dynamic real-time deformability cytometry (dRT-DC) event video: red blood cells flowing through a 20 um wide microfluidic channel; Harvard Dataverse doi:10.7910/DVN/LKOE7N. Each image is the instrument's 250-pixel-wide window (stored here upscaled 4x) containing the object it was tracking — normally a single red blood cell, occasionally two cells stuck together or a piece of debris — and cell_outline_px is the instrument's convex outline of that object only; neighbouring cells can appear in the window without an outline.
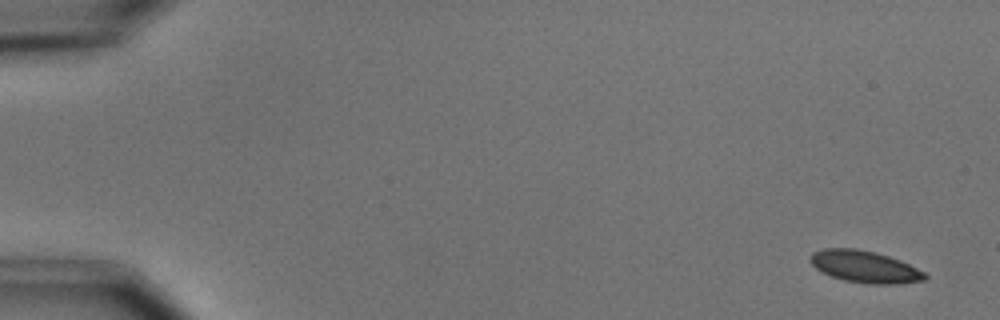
{"species": "common noctule bat (a hibernating species)", "species_latin": "Nyctalus noctula", "temperature_condition": "cold", "stored_images_in_passage": 7, "camera_frame_rate_fps": 3000, "um_per_image_px": 0.085, "animal": {"sex": "male", "body_mass_g": 15.6}, "frame": {"image": 1, "passage_image": 1, "time_ms": 0.0, "image_size_px": [1000, 320], "cell_outline_px": [[928, 276], [924, 280], [900, 284], [868, 284], [844, 280], [832, 276], [816, 268], [808, 260], [808, 256], [812, 252], [824, 248], [856, 248], [876, 252], [900, 260], [924, 272]], "centroid_in_image_um": [73.48, 22.66], "position_along_channel_um": 11.5, "area_um2": 21.39}}
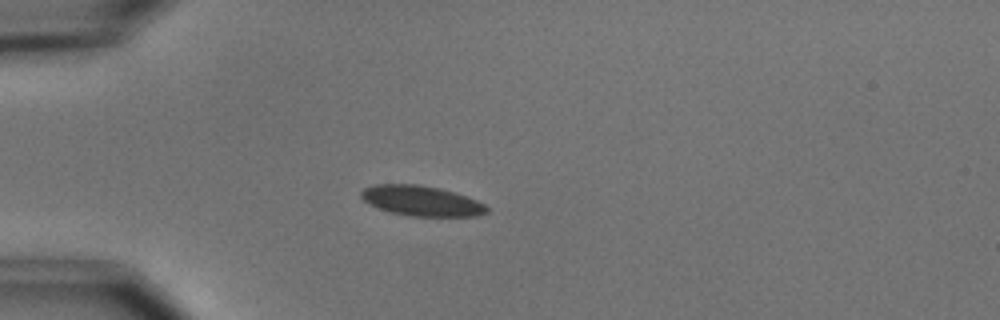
{"frame": {"image": 2, "passage_image": 4, "time_ms": 4.333, "image_size_px": [1000, 320], "cell_outline_px": [[488, 212], [480, 216], [412, 216], [392, 212], [380, 208], [364, 200], [360, 196], [360, 192], [364, 188], [372, 184], [416, 184], [440, 188], [476, 200], [484, 204], [488, 208]], "centroid_in_image_um": [35.83, 17.06], "position_along_channel_um": 49.2, "area_um2": 21.85}}
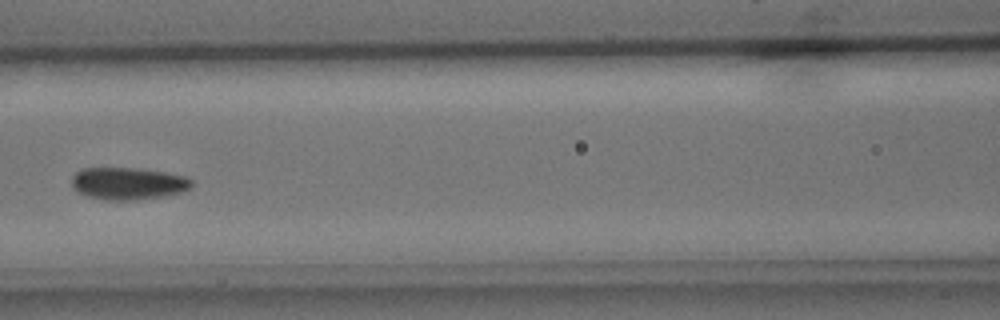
{"frame": {"image": 3, "passage_image": 7, "time_ms": 7.667, "image_size_px": [1000, 320], "cell_outline_px": [[192, 188], [184, 192], [164, 196], [136, 200], [104, 200], [88, 196], [76, 192], [72, 188], [72, 176], [76, 172], [84, 168], [140, 168], [188, 176], [192, 180]], "centroid_in_image_um": [10.91, 15.6], "position_along_channel_um": 155.7, "area_um2": 22.89}}